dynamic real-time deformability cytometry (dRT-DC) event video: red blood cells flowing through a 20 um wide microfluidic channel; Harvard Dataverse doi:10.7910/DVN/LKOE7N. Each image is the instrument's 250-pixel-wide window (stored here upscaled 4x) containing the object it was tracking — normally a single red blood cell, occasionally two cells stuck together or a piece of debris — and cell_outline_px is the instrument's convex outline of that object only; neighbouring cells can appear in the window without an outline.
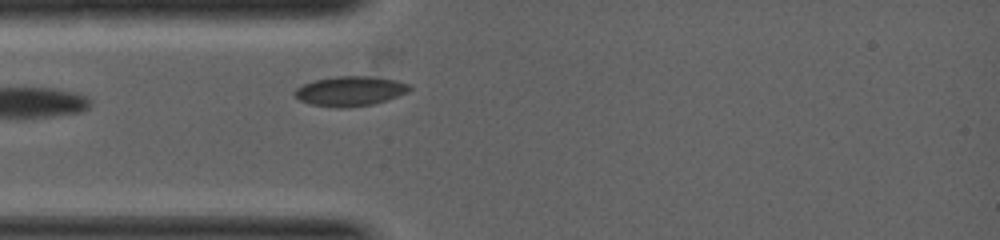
{"species": "common noctule bat (a hibernating species)", "species_latin": "Nyctalus noctula", "temperature_condition": "warm", "stored_images_in_passage": 2, "camera_frame_rate_fps": 5000, "um_per_image_px": 0.085, "animal": {"sex": "female", "body_mass_g": 19.0, "forearm_length_mm": 53.3}, "frame": {"image": 1, "passage_image": 2, "time_ms": 0.4, "image_size_px": [1000, 240], "cell_outline_px": [[412, 88], [408, 92], [388, 100], [372, 104], [340, 108], [336, 108], [312, 104], [300, 100], [292, 96], [292, 92], [296, 88], [304, 84], [316, 80], [336, 76], [368, 76], [396, 80], [412, 84]], "centroid_in_image_um": [29.77, 7.74], "position_along_channel_um": 55.2, "area_um2": 20.0}}